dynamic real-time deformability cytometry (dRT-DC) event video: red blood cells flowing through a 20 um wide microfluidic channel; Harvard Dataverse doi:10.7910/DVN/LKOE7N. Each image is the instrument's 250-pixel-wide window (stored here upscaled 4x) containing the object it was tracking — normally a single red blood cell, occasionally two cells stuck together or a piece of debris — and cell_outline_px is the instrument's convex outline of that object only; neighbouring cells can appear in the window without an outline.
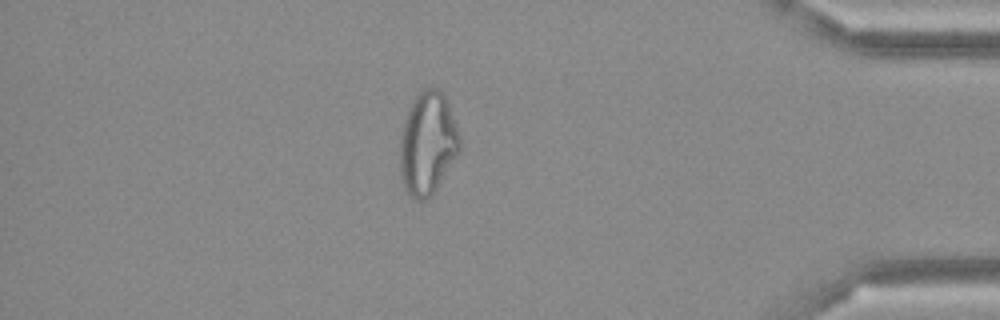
{"species": "Egyptian fruit bat (a non-hibernating species)", "species_latin": "Rousettus aegyptiacus", "temperature_condition": "cold", "stored_images_in_passage": 50, "camera_frame_rate_fps": 3000, "um_per_image_px": 0.085, "frame": {"image": 1, "passage_image": 43, "time_ms": 14.0, "image_size_px": [1000, 320], "cell_outline_px": [[460, 152], [432, 196], [424, 200], [416, 200], [404, 188], [400, 180], [400, 132], [408, 108], [412, 100], [424, 88], [436, 88], [444, 92], [460, 136]], "centroid_in_image_um": [36.34, 12.2], "position_along_channel_um": 398.9, "area_um2": 36.24}}